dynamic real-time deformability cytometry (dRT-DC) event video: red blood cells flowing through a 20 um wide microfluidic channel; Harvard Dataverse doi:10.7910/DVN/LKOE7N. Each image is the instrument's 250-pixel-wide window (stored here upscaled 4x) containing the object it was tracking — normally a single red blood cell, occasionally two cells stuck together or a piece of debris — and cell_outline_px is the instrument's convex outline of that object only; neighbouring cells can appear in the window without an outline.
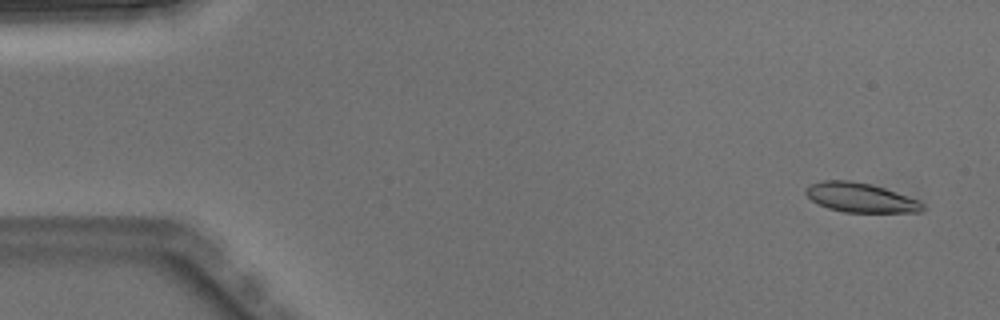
{"species": "Egyptian fruit bat (a non-hibernating species)", "species_latin": "Rousettus aegyptiacus", "temperature_condition": "warm", "stored_images_in_passage": 5, "camera_frame_rate_fps": 3000, "um_per_image_px": 0.085, "animal": {"sex": "male"}, "frame": {"image": 1, "passage_image": 1, "time_ms": 0.0, "image_size_px": [1000, 320], "cell_outline_px": [[924, 208], [920, 212], [844, 212], [828, 208], [812, 200], [804, 192], [804, 188], [808, 184], [824, 180], [848, 180], [868, 184], [884, 188], [920, 200], [924, 204]], "centroid_in_image_um": [73.13, 16.79], "position_along_channel_um": 11.9, "area_um2": 19.94}}
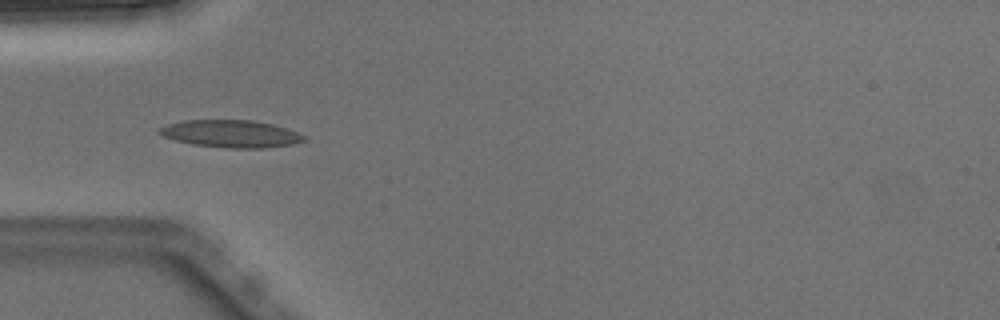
{"frame": {"image": 2, "passage_image": 4, "time_ms": 1.0, "image_size_px": [1000, 320], "cell_outline_px": [[308, 140], [292, 144], [264, 148], [224, 148], [192, 144], [176, 140], [164, 136], [156, 132], [160, 128], [168, 124], [184, 120], [252, 120], [272, 124], [296, 132], [304, 136]], "centroid_in_image_um": [19.62, 11.37], "position_along_channel_um": 65.4, "area_um2": 22.95}}